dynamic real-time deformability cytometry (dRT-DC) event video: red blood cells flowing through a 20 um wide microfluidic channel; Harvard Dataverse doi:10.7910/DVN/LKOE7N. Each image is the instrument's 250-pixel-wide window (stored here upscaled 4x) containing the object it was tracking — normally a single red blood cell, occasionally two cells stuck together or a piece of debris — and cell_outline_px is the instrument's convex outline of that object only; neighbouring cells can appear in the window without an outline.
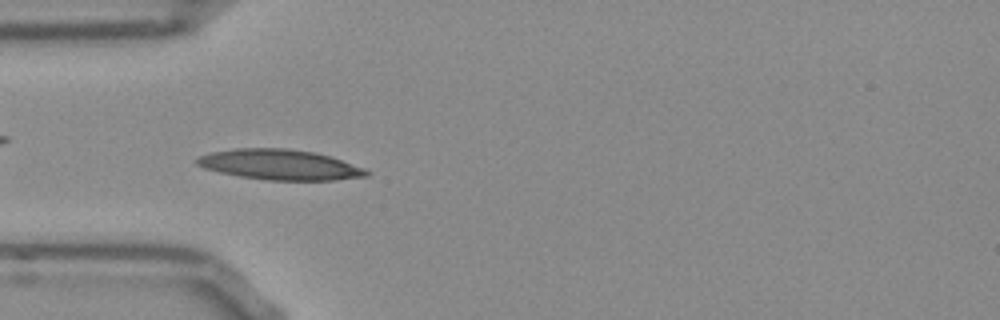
{"species": "Egyptian fruit bat (a non-hibernating species)", "species_latin": "Rousettus aegyptiacus", "temperature_condition": "room temperature", "stored_images_in_passage": 39, "camera_frame_rate_fps": 3000, "um_per_image_px": 0.085, "frame": {"image": 1, "passage_image": 6, "time_ms": 1.667, "image_size_px": [1000, 320], "cell_outline_px": [[368, 176], [336, 180], [264, 180], [240, 176], [220, 172], [204, 168], [196, 164], [196, 160], [200, 156], [212, 152], [236, 148], [288, 148], [316, 152], [364, 168], [368, 172]], "centroid_in_image_um": [23.77, 13.99], "position_along_channel_um": 61.2, "area_um2": 29.77}}
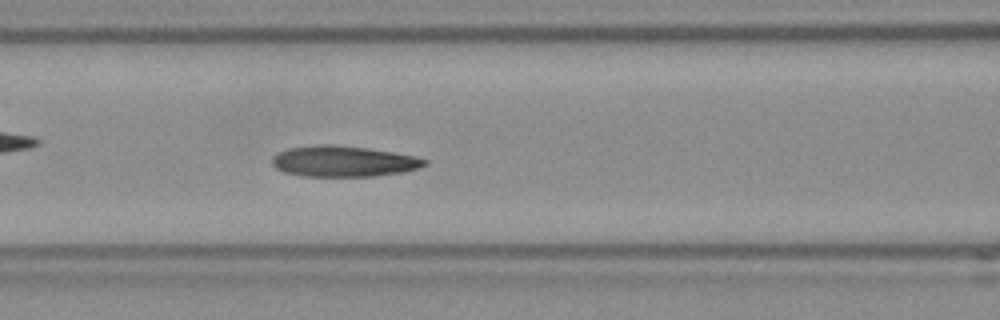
{"frame": {"image": 2, "passage_image": 12, "time_ms": 3.667, "image_size_px": [1000, 320], "cell_outline_px": [[428, 164], [420, 168], [404, 172], [372, 176], [304, 176], [284, 172], [276, 168], [272, 164], [272, 156], [288, 148], [324, 144], [332, 144], [368, 148], [392, 152], [412, 156], [428, 160]], "centroid_in_image_um": [29.2, 13.71], "position_along_channel_um": 137.4, "area_um2": 27.34}, "authors_computed_cell_mechanics": {"area_um2": 27.0504, "velocity_mm_per_s": 3.8272, "shape_relaxation_time_tau1_ms": null, "shape_relaxation_time_tau2_ms": 3.0771, "deformation_change_tau1": null, "deformation_change_tau2": 0.1059}}